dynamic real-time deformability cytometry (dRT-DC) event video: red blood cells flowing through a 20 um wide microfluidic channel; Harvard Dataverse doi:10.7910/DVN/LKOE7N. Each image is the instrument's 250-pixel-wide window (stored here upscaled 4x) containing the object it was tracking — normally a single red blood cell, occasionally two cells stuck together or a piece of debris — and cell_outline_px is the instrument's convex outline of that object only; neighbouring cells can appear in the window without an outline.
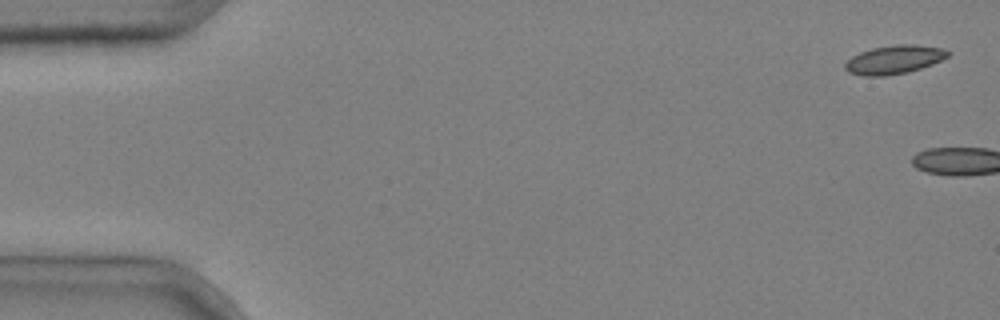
{"species": "common noctule bat (a hibernating species)", "species_latin": "Nyctalus noctula", "temperature_condition": "cold", "stored_images_in_passage": 6, "camera_frame_rate_fps": 3000, "um_per_image_px": 0.085, "animal": {"sex": "male", "body_mass_g": 20.4}, "frame": {"image": 1, "passage_image": 1, "time_ms": 0.0, "image_size_px": [1000, 320], "cell_outline_px": [[952, 52], [948, 56], [932, 64], [908, 72], [884, 76], [860, 76], [848, 72], [844, 68], [844, 64], [852, 56], [860, 52], [872, 48], [896, 44], [912, 44], [940, 48]], "centroid_in_image_um": [75.97, 5.07], "position_along_channel_um": 9.0, "area_um2": 17.11}}